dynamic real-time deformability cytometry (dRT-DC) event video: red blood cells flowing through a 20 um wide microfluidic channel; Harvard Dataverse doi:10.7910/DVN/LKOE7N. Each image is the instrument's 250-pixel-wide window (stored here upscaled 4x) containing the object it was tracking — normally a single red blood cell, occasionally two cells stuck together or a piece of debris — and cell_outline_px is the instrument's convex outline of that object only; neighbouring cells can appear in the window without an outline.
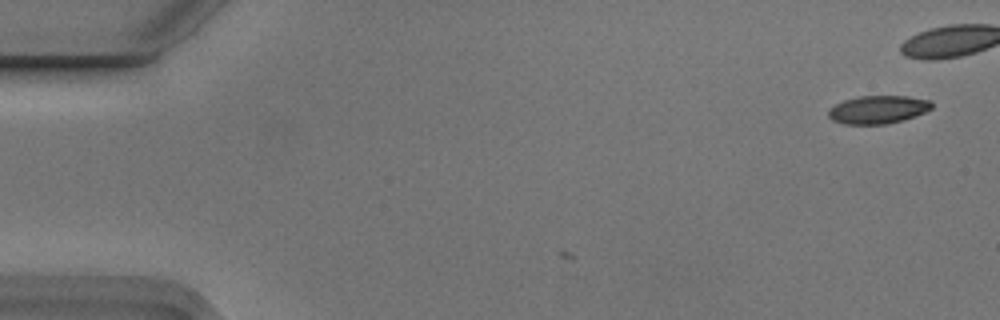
{"species": "Egyptian fruit bat (a non-hibernating species)", "species_latin": "Rousettus aegyptiacus", "temperature_condition": "cold", "stored_images_in_passage": 6, "camera_frame_rate_fps": 3000, "um_per_image_px": 0.085, "animal": {"sex": "male"}, "frame": {"image": 1, "passage_image": 1, "time_ms": 0.0, "image_size_px": [1000, 320], "cell_outline_px": [[932, 108], [924, 112], [904, 120], [884, 124], [844, 124], [832, 120], [828, 116], [828, 108], [844, 100], [860, 96], [908, 96], [932, 100]], "centroid_in_image_um": [74.62, 9.31], "position_along_channel_um": 10.4, "area_um2": 16.94}}